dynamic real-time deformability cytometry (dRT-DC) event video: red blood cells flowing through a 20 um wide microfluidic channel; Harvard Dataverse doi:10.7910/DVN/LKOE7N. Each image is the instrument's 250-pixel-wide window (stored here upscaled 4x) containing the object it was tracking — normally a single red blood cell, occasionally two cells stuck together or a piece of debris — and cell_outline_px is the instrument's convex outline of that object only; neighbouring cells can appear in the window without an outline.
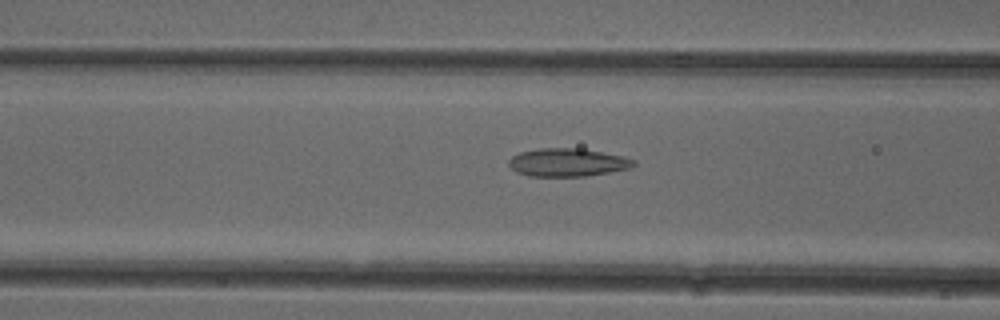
{"species": "common noctule bat (a hibernating species)", "species_latin": "Nyctalus noctula", "temperature_condition": "cold", "stored_images_in_passage": 48, "camera_frame_rate_fps": 3000, "um_per_image_px": 0.085, "animal": {"sex": "female"}, "frame": {"image": 1, "passage_image": 17, "time_ms": 5.333, "image_size_px": [1000, 320], "cell_outline_px": [[636, 164], [632, 168], [584, 176], [528, 176], [516, 172], [508, 164], [508, 160], [512, 156], [520, 152], [540, 148], [580, 148], [624, 156], [636, 160]], "centroid_in_image_um": [48.25, 13.8], "position_along_channel_um": 118.4, "area_um2": 20.52}}
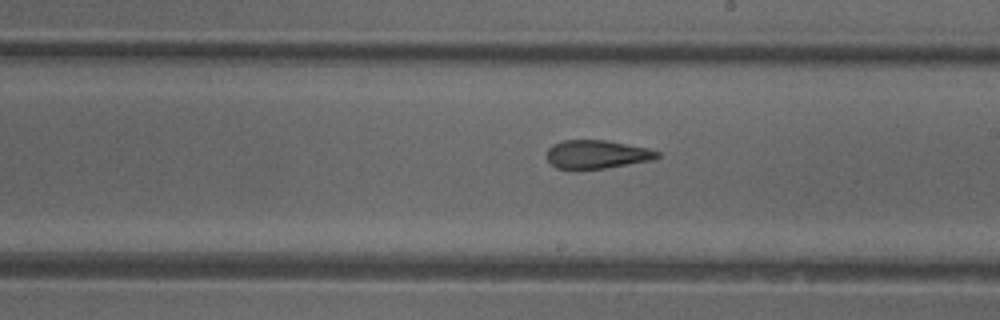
{"frame": {"image": 2, "passage_image": 26, "time_ms": 8.333, "image_size_px": [1000, 320], "cell_outline_px": [[660, 156], [652, 160], [604, 168], [556, 168], [548, 160], [548, 148], [552, 144], [564, 140], [608, 140], [648, 148], [660, 152]], "centroid_in_image_um": [50.76, 13.1], "position_along_channel_um": 238.2, "area_um2": 18.09}}
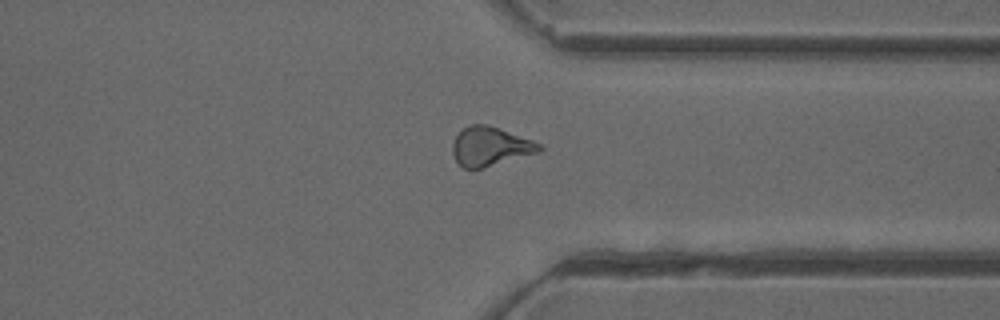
{"frame": {"image": 3, "passage_image": 36, "time_ms": 11.667, "image_size_px": [1000, 320], "cell_outline_px": [[544, 148], [540, 152], [480, 168], [464, 168], [456, 160], [452, 152], [452, 144], [456, 136], [464, 128], [472, 124], [488, 124], [500, 128], [532, 140], [540, 144]], "centroid_in_image_um": [41.68, 12.43], "position_along_channel_um": 369.7, "area_um2": 19.48}, "authors_computed_cell_mechanics": {"area_um2": 19.5653, "velocity_mm_per_s": 3.9858, "shape_relaxation_time_tau1_ms": null, "shape_relaxation_time_tau2_ms": 2.7812, "deformation_change_tau1": null, "deformation_change_tau2": 0.1041}}